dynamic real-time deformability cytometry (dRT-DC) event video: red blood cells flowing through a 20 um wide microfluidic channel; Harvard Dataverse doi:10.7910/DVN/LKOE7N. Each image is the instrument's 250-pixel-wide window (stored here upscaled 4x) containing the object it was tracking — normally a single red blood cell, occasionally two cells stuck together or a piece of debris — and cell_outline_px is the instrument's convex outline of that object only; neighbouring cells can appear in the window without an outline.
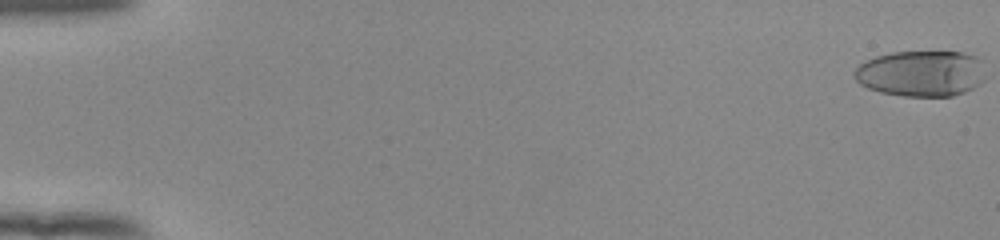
{"species": "human", "species_latin": "Homo sapiens", "temperature_condition": "room temperature", "stored_images_in_passage": 55, "camera_frame_rate_fps": 3000, "um_per_image_px": 0.085, "donor": {"sex": "female"}, "frame": {"image": 1, "passage_image": 1, "time_ms": 0.0, "image_size_px": [1000, 240], "cell_outline_px": [[984, 80], [980, 84], [964, 92], [952, 96], [904, 96], [880, 92], [868, 88], [860, 84], [852, 76], [852, 72], [860, 64], [876, 56], [892, 52], [960, 52], [976, 56], [980, 60], [984, 76]], "centroid_in_image_um": [78.27, 6.25], "position_along_channel_um": 6.7, "area_um2": 35.14}}
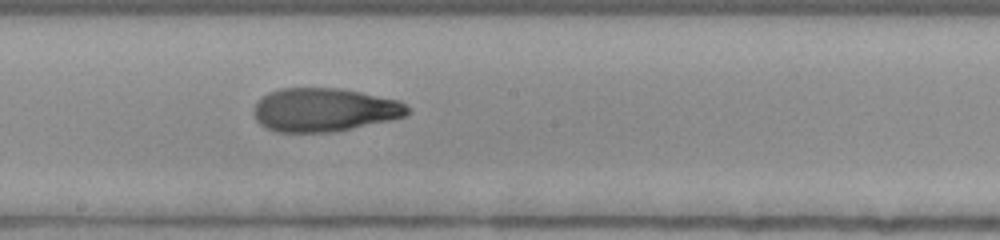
{"frame": {"image": 2, "passage_image": 32, "time_ms": 10.333, "image_size_px": [1000, 240], "cell_outline_px": [[412, 112], [404, 116], [392, 120], [332, 132], [276, 132], [264, 128], [256, 120], [252, 112], [260, 96], [268, 92], [280, 88], [340, 88], [400, 100], [412, 108]], "centroid_in_image_um": [27.56, 9.33], "position_along_channel_um": 220.6, "area_um2": 39.48}}
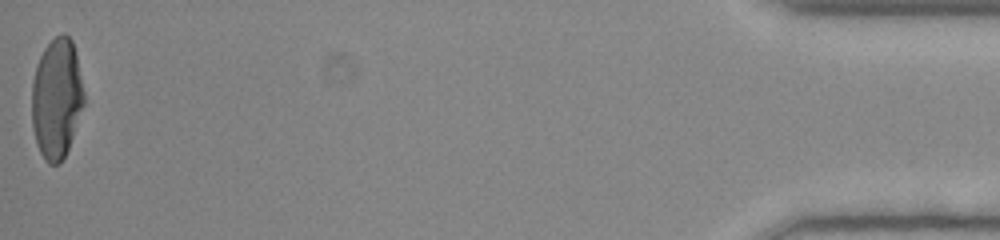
{"frame": {"image": 3, "passage_image": 55, "time_ms": 18.0, "image_size_px": [1000, 240], "cell_outline_px": [[84, 104], [68, 148], [60, 164], [48, 164], [44, 160], [36, 144], [32, 128], [32, 80], [36, 64], [44, 48], [60, 32], [64, 32], [72, 40], [76, 52], [84, 92]], "centroid_in_image_um": [4.8, 8.36], "position_along_channel_um": 430.4, "area_um2": 36.76}, "authors_computed_cell_mechanics": {"area_um2": 38.3214, "velocity_mm_per_s": 3.898, "shape_relaxation_time_tau1_ms": 10.3584, "shape_relaxation_time_tau2_ms": 3.0248, "deformation_change_tau1": 0.3527, "deformation_change_tau2": 0.0744}}